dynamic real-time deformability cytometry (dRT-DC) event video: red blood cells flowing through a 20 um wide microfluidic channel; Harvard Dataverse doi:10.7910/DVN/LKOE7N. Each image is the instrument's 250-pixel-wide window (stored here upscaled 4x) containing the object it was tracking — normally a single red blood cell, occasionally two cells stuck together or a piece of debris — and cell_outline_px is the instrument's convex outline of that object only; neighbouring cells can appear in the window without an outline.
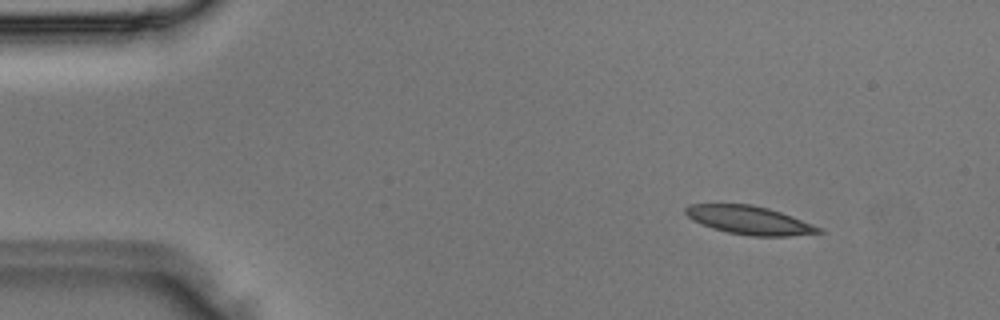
{"species": "Egyptian fruit bat (a non-hibernating species)", "species_latin": "Rousettus aegyptiacus", "temperature_condition": "room temperature", "stored_images_in_passage": 3, "camera_frame_rate_fps": 3000, "um_per_image_px": 0.085, "animal": {"sex": "male"}, "frame": {"image": 1, "passage_image": 1, "time_ms": 0.0, "image_size_px": [1000, 320], "cell_outline_px": [[824, 232], [788, 236], [752, 236], [728, 232], [712, 228], [692, 220], [684, 212], [684, 208], [688, 204], [752, 204], [768, 208], [792, 216], [824, 228]], "centroid_in_image_um": [63.7, 18.71], "position_along_channel_um": 21.3, "area_um2": 22.08}}